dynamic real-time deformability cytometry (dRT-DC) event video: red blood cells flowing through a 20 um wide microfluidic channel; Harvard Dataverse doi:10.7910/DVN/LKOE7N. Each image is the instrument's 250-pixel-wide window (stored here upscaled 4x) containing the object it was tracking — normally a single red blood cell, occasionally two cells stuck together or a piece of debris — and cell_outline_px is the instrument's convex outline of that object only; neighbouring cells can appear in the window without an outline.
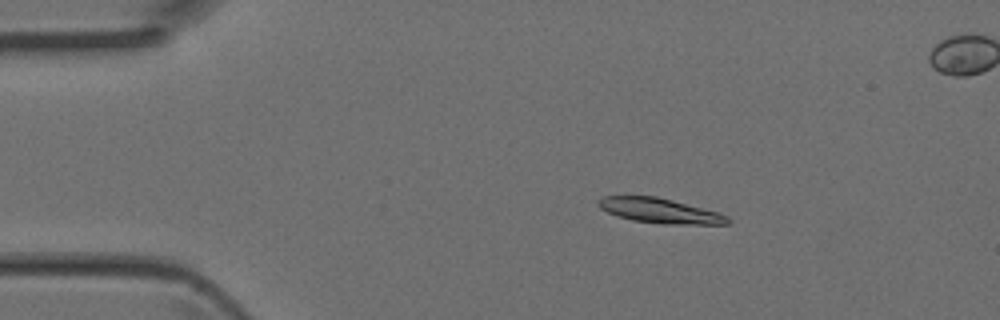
{"species": "Egyptian fruit bat (a non-hibernating species)", "species_latin": "Rousettus aegyptiacus", "temperature_condition": "room temperature", "stored_images_in_passage": 3, "camera_frame_rate_fps": 3000, "um_per_image_px": 0.085, "animal": {"sex": "female"}, "frame": {"image": 1, "passage_image": 1, "time_ms": 0.0, "image_size_px": [1000, 320], "cell_outline_px": [[732, 220], [728, 224], [664, 224], [632, 220], [616, 216], [600, 208], [596, 204], [596, 200], [604, 196], [656, 196], [672, 200], [716, 212], [728, 216]], "centroid_in_image_um": [56.04, 17.91], "position_along_channel_um": 29.0, "area_um2": 18.67}}